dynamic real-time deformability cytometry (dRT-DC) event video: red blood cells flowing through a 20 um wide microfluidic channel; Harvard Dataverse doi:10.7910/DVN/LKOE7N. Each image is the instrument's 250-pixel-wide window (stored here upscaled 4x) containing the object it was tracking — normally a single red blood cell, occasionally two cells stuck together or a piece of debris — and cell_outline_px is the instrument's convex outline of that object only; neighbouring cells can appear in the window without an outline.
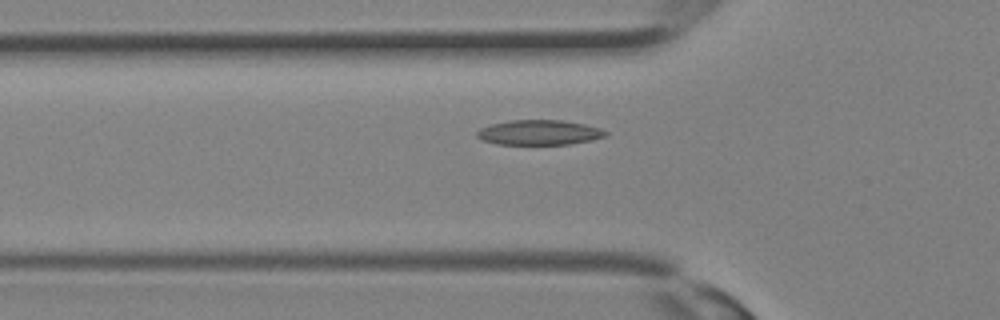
{"species": "Egyptian fruit bat (a non-hibernating species)", "species_latin": "Rousettus aegyptiacus", "temperature_condition": "room temperature", "stored_images_in_passage": 29, "camera_frame_rate_fps": 3000, "um_per_image_px": 0.085, "animal": {"sex": "female"}, "frame": {"image": 1, "passage_image": 11, "time_ms": 3.333, "image_size_px": [1000, 320], "cell_outline_px": [[608, 132], [604, 136], [592, 140], [568, 144], [496, 144], [480, 140], [476, 136], [476, 132], [480, 128], [492, 124], [508, 120], [560, 120], [584, 124], [600, 128]], "centroid_in_image_um": [45.78, 11.26], "position_along_channel_um": 80.0, "area_um2": 18.67}}
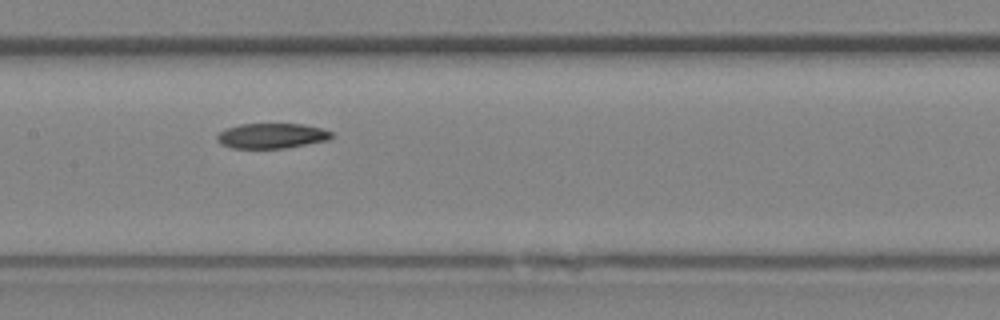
{"frame": {"image": 2, "passage_image": 16, "time_ms": 5.0, "image_size_px": [1000, 320], "cell_outline_px": [[332, 136], [328, 140], [284, 148], [232, 148], [220, 144], [216, 140], [216, 136], [220, 132], [228, 128], [240, 124], [304, 124], [320, 128], [332, 132]], "centroid_in_image_um": [23.07, 11.54], "position_along_channel_um": 184.3, "area_um2": 16.65}}
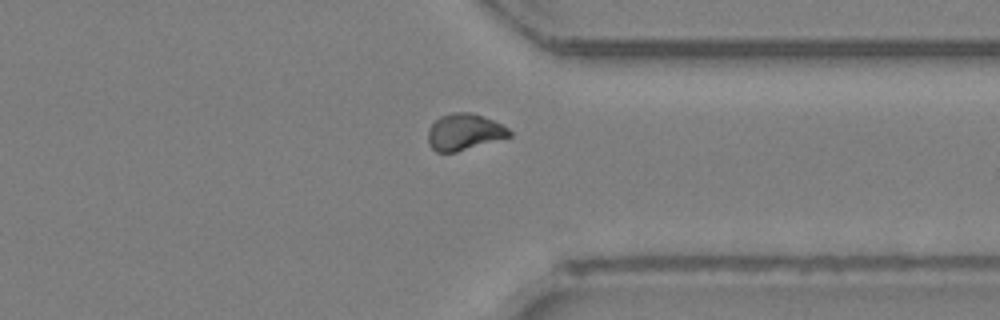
{"frame": {"image": 3, "passage_image": 25, "time_ms": 8.0, "image_size_px": [1000, 320], "cell_outline_px": [[512, 136], [456, 152], [436, 152], [428, 144], [428, 128], [440, 116], [452, 112], [472, 112], [492, 120], [508, 128], [512, 132]], "centroid_in_image_um": [39.45, 11.22], "position_along_channel_um": 372.0, "area_um2": 17.28}}